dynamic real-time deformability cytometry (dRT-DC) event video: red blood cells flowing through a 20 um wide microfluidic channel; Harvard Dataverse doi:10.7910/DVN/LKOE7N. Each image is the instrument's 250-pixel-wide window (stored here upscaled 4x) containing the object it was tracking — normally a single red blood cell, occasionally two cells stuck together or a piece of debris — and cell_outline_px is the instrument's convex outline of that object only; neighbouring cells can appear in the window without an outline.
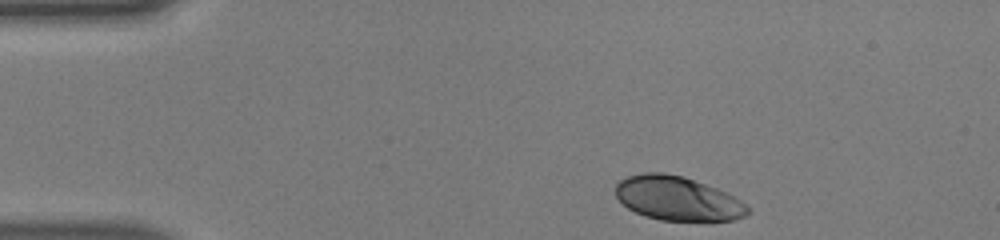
{"species": "human", "species_latin": "Homo sapiens", "temperature_condition": "warm", "stored_images_in_passage": 36, "camera_frame_rate_fps": 3000, "um_per_image_px": 0.085, "donor": {"sex": "male"}, "frame": {"image": 1, "passage_image": 1, "time_ms": 0.0, "image_size_px": [1000, 240], "cell_outline_px": [[752, 212], [744, 216], [732, 220], [708, 224], [660, 220], [644, 216], [628, 208], [616, 196], [616, 184], [620, 180], [628, 176], [644, 172], [664, 172], [684, 176], [716, 188], [748, 204], [752, 208]], "centroid_in_image_um": [57.66, 16.92], "position_along_channel_um": 27.3, "area_um2": 34.97}}
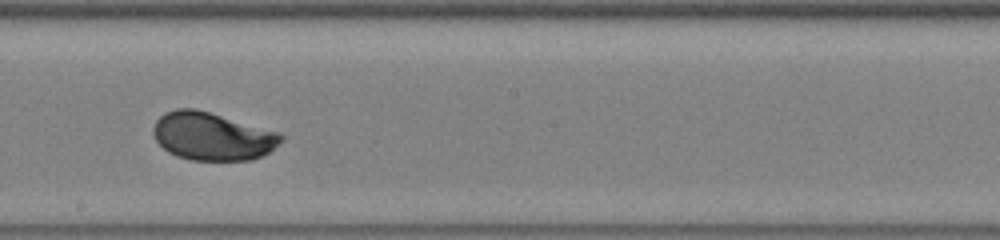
{"frame": {"image": 2, "passage_image": 21, "time_ms": 6.667, "image_size_px": [1000, 240], "cell_outline_px": [[284, 140], [268, 152], [252, 160], [192, 160], [176, 156], [168, 152], [156, 140], [152, 132], [152, 128], [156, 120], [164, 112], [176, 108], [196, 108], [280, 132], [284, 136]], "centroid_in_image_um": [18.04, 11.57], "position_along_channel_um": 230.2, "area_um2": 35.89}}
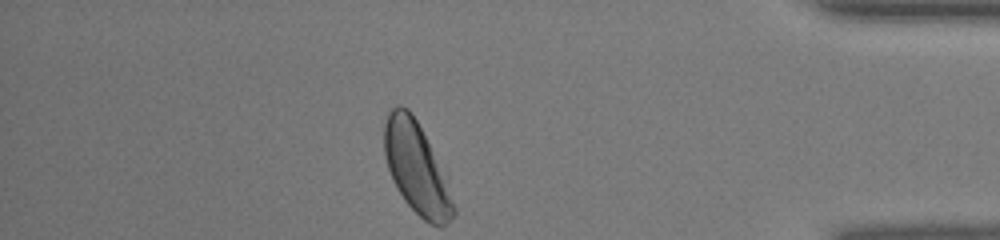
{"frame": {"image": 3, "passage_image": 36, "time_ms": 11.667, "image_size_px": [1000, 240], "cell_outline_px": [[456, 212], [448, 224], [432, 224], [424, 220], [404, 200], [388, 168], [384, 156], [384, 124], [388, 112], [396, 104], [400, 104], [408, 108], [412, 112], [448, 172], [456, 208]], "centroid_in_image_um": [35.47, 14.25], "position_along_channel_um": 399.7, "area_um2": 37.74}, "authors_computed_cell_mechanics": {"area_um2": 35.3736, "velocity_mm_per_s": 4.1173, "shape_relaxation_time_tau1_ms": 2.5148, "shape_relaxation_time_tau2_ms": null, "deformation_change_tau1": 0.136, "deformation_change_tau2": null}}